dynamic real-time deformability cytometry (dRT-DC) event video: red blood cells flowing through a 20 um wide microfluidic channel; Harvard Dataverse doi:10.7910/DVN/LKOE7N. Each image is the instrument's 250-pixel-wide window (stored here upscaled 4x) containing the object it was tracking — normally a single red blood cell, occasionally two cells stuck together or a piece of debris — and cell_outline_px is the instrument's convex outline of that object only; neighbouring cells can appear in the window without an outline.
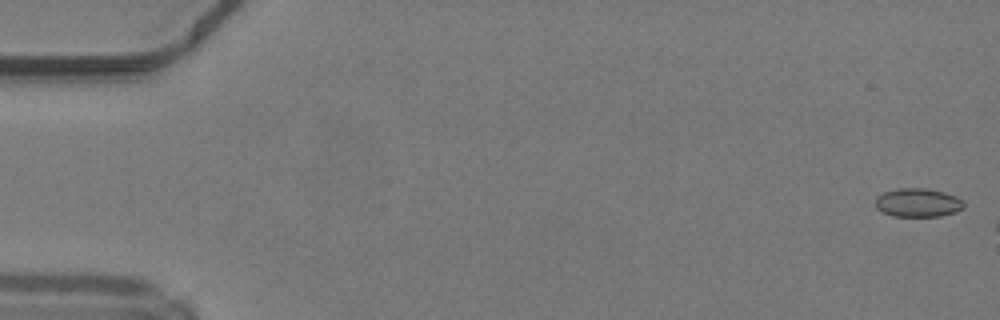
{"species": "common noctule bat (a hibernating species)", "species_latin": "Nyctalus noctula", "temperature_condition": "warm", "stored_images_in_passage": 9, "camera_frame_rate_fps": 3000, "um_per_image_px": 0.085, "animal": {"sex": "male", "body_mass_g": 19.2, "forearm_length_mm": 51.8}, "frame": {"image": 1, "passage_image": 1, "time_ms": 0.0, "image_size_px": [1000, 320], "cell_outline_px": [[964, 208], [956, 212], [940, 216], [892, 216], [876, 208], [876, 196], [884, 192], [896, 188], [924, 188], [944, 192], [956, 196], [964, 200]], "centroid_in_image_um": [78.04, 17.22], "position_along_channel_um": 7.0, "area_um2": 14.85}}